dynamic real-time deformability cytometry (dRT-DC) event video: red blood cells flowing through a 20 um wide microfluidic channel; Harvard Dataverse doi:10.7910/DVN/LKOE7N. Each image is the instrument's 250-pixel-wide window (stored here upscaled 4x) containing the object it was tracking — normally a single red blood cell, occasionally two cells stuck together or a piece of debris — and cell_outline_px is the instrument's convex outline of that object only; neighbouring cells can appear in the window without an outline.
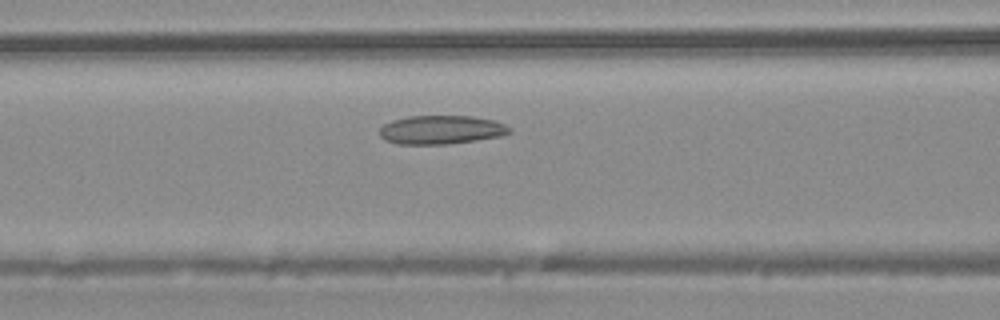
{"species": "common noctule bat (a hibernating species)", "species_latin": "Nyctalus noctula", "temperature_condition": "warm", "stored_images_in_passage": 18, "camera_frame_rate_fps": 3000, "um_per_image_px": 0.085, "animal": {"sex": "male", "body_mass_g": 20.4}, "frame": {"image": 1, "passage_image": 11, "time_ms": 3.333, "image_size_px": [1000, 320], "cell_outline_px": [[512, 132], [500, 136], [476, 140], [448, 144], [400, 144], [384, 140], [380, 136], [380, 128], [384, 124], [392, 120], [408, 116], [472, 116], [496, 120], [512, 128]], "centroid_in_image_um": [37.52, 11.03], "position_along_channel_um": 129.1, "area_um2": 21.85}}
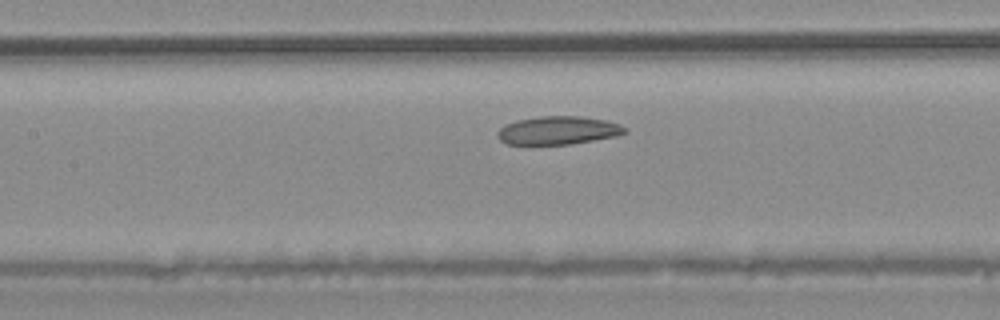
{"frame": {"image": 2, "passage_image": 13, "time_ms": 4.0, "image_size_px": [1000, 320], "cell_outline_px": [[628, 132], [616, 136], [572, 144], [508, 144], [500, 140], [496, 136], [496, 132], [504, 124], [516, 120], [540, 116], [580, 116], [604, 120], [620, 124], [628, 128]], "centroid_in_image_um": [47.43, 11.08], "position_along_channel_um": 160.0, "area_um2": 21.1}}
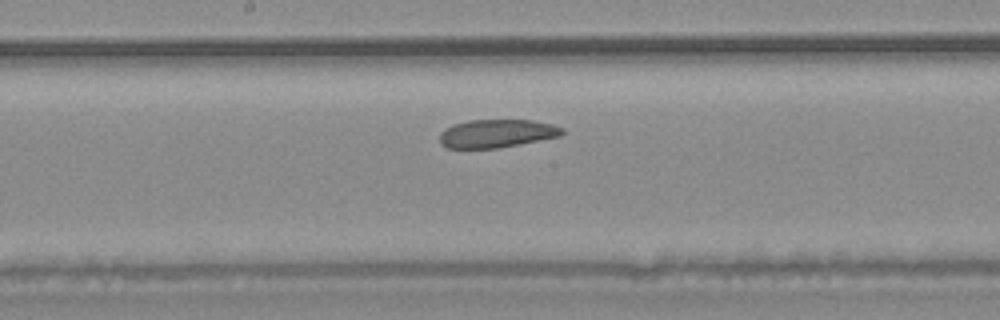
{"frame": {"image": 3, "passage_image": 16, "time_ms": 5.0, "image_size_px": [1000, 320], "cell_outline_px": [[564, 132], [560, 136], [496, 148], [448, 148], [440, 144], [440, 132], [444, 128], [452, 124], [468, 120], [532, 120], [552, 124], [564, 128]], "centroid_in_image_um": [42.19, 11.33], "position_along_channel_um": 206.0, "area_um2": 20.11}}